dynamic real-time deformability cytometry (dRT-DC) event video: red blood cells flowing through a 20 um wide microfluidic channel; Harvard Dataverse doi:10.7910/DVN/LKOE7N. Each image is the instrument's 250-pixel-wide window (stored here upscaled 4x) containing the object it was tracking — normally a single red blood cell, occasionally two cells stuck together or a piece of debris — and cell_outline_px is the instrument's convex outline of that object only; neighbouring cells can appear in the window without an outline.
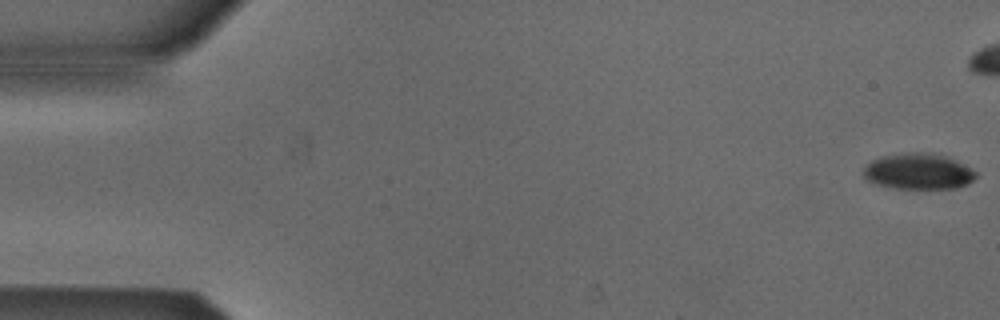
{"species": "Egyptian fruit bat (a non-hibernating species)", "species_latin": "Rousettus aegyptiacus", "temperature_condition": "cold", "stored_images_in_passage": 43, "camera_frame_rate_fps": 3000, "um_per_image_px": 0.085, "animal": {"sex": "male"}, "frame": {"image": 1, "passage_image": 1, "time_ms": 0.0, "image_size_px": [1000, 320], "cell_outline_px": [[976, 176], [968, 184], [956, 188], [896, 188], [876, 184], [868, 180], [864, 176], [864, 164], [872, 160], [884, 156], [908, 152], [932, 152], [956, 160], [972, 168], [976, 172]], "centroid_in_image_um": [78.07, 14.56], "position_along_channel_um": 6.9, "area_um2": 23.52}}
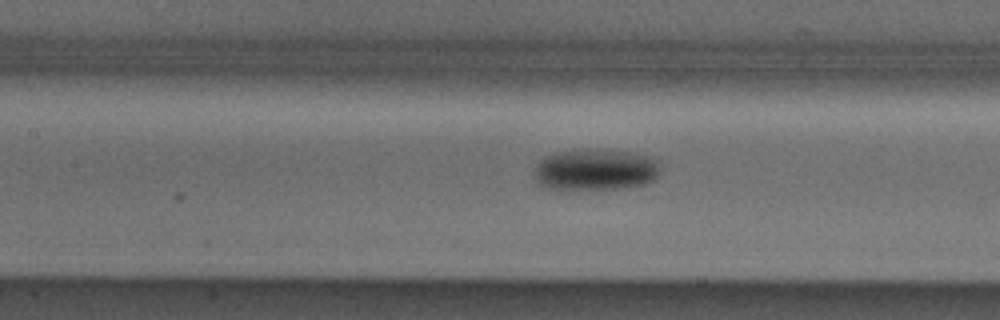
{"frame": {"image": 2, "passage_image": 24, "time_ms": 7.667, "image_size_px": [1000, 320], "cell_outline_px": [[660, 172], [652, 180], [644, 184], [624, 188], [544, 188], [536, 184], [532, 176], [536, 164], [540, 160], [556, 152], [588, 148], [600, 148], [632, 152], [652, 156], [660, 164]], "centroid_in_image_um": [50.6, 14.39], "position_along_channel_um": 156.8, "area_um2": 30.87}}
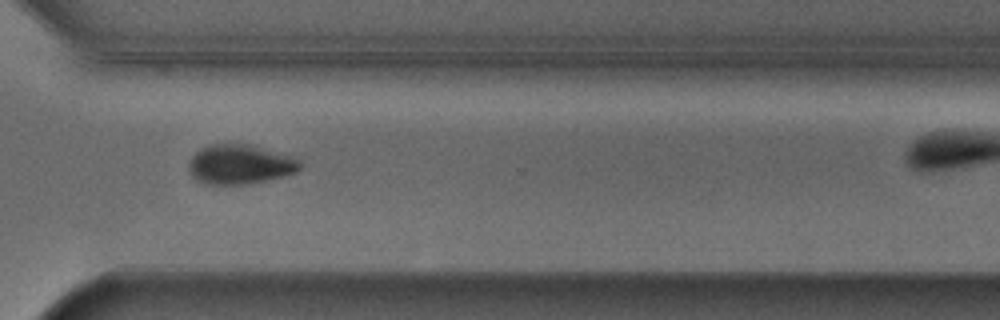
{"frame": {"image": 3, "passage_image": 39, "time_ms": 12.667, "image_size_px": [1000, 320], "cell_outline_px": [[300, 168], [296, 172], [284, 176], [268, 180], [248, 184], [204, 184], [196, 180], [192, 176], [188, 168], [188, 164], [192, 156], [200, 148], [212, 144], [252, 144], [292, 156], [300, 160]], "centroid_in_image_um": [20.39, 13.97], "position_along_channel_um": 350.2, "area_um2": 25.84}}